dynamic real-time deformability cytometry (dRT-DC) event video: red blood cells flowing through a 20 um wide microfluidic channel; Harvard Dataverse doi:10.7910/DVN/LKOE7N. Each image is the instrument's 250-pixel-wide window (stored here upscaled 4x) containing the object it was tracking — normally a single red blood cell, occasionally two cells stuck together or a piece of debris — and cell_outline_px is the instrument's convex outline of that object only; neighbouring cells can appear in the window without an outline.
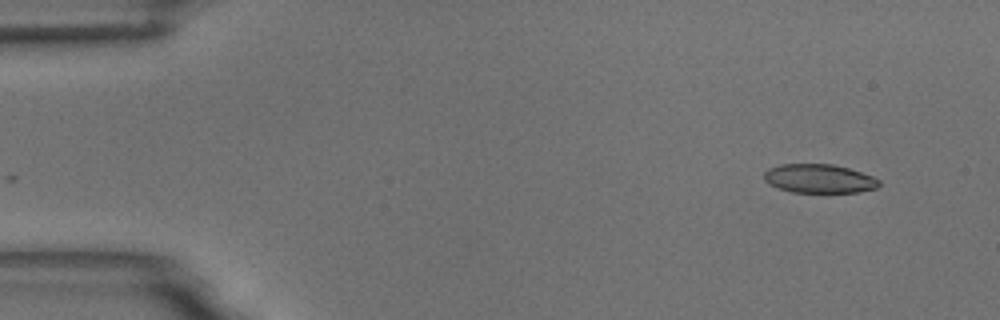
{"species": "common noctule bat (a hibernating species)", "species_latin": "Nyctalus noctula", "temperature_condition": "room temperature", "stored_images_in_passage": 52, "camera_frame_rate_fps": 3000, "um_per_image_px": 0.085, "animal": {"sex": "male", "body_mass_g": 18.8}, "frame": {"image": 1, "passage_image": 1, "time_ms": 0.0, "image_size_px": [1000, 320], "cell_outline_px": [[880, 184], [876, 188], [860, 192], [792, 192], [768, 184], [764, 180], [764, 172], [768, 168], [780, 164], [832, 164], [848, 168], [872, 176], [880, 180]], "centroid_in_image_um": [69.61, 15.18], "position_along_channel_um": 15.4, "area_um2": 19.31}}
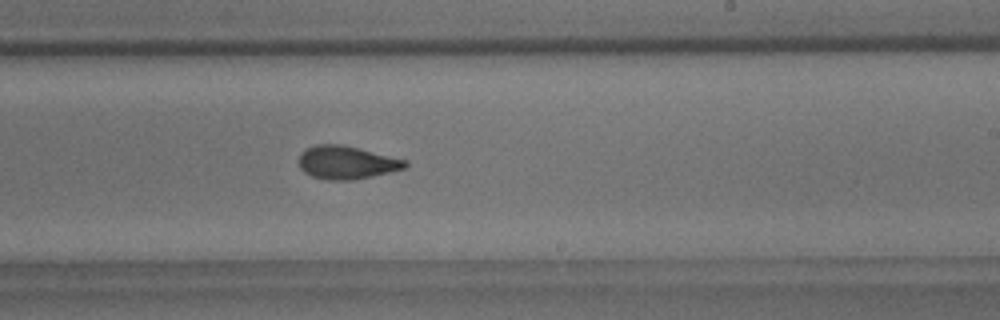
{"frame": {"image": 2, "passage_image": 30, "time_ms": 9.667, "image_size_px": [1000, 320], "cell_outline_px": [[408, 164], [404, 168], [372, 176], [352, 180], [328, 180], [312, 176], [304, 172], [300, 168], [300, 152], [316, 144], [340, 144], [408, 160]], "centroid_in_image_um": [29.45, 13.81], "position_along_channel_um": 259.6, "area_um2": 20.29}}
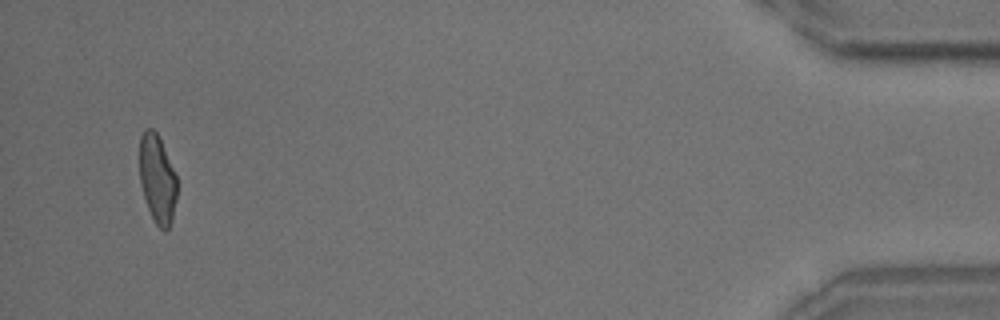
{"frame": {"image": 3, "passage_image": 50, "time_ms": 16.333, "image_size_px": [1000, 320], "cell_outline_px": [[176, 200], [172, 220], [168, 228], [164, 232], [156, 224], [148, 208], [140, 184], [140, 136], [144, 128], [152, 128], [156, 132], [160, 140], [176, 176]], "centroid_in_image_um": [13.36, 15.22], "position_along_channel_um": 421.8, "area_um2": 19.02}, "authors_computed_cell_mechanics": {"area_um2": 20.4034, "velocity_mm_per_s": 3.6234, "shape_relaxation_time_tau1_ms": 6.1337, "shape_relaxation_time_tau2_ms": 2.052, "deformation_change_tau1": 0.1724, "deformation_change_tau2": 0.0819}}